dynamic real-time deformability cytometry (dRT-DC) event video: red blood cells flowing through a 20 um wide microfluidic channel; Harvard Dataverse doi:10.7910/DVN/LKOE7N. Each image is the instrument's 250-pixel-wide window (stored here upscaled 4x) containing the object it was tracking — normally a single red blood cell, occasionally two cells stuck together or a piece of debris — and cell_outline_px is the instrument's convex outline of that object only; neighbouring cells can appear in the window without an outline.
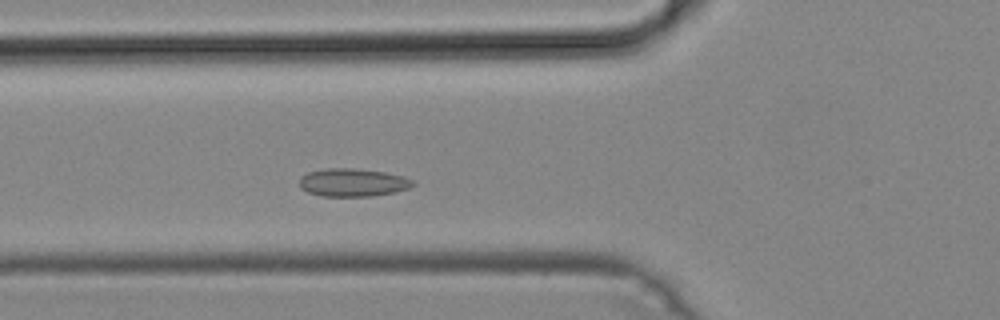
{"species": "common noctule bat (a hibernating species)", "species_latin": "Nyctalus noctula", "temperature_condition": "cold", "stored_images_in_passage": 45, "camera_frame_rate_fps": 3000, "um_per_image_px": 0.085, "animal": {"sex": "male", "body_mass_g": 19.2, "forearm_length_mm": 51.8}, "frame": {"image": 1, "passage_image": 12, "time_ms": 3.667, "image_size_px": [1000, 320], "cell_outline_px": [[416, 184], [408, 188], [396, 192], [372, 196], [320, 196], [308, 192], [300, 188], [300, 176], [308, 172], [328, 168], [352, 168], [384, 172], [404, 176], [416, 180]], "centroid_in_image_um": [30.01, 15.51], "position_along_channel_um": 95.8, "area_um2": 18.67}}
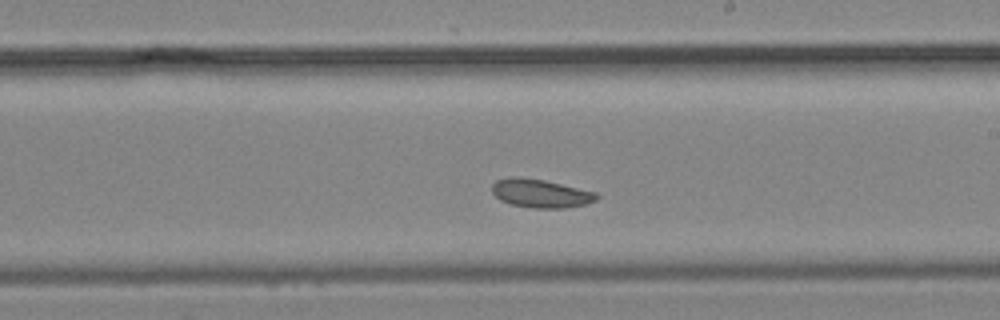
{"frame": {"image": 2, "passage_image": 23, "time_ms": 7.333, "image_size_px": [1000, 320], "cell_outline_px": [[600, 196], [596, 200], [584, 204], [564, 208], [532, 208], [512, 204], [500, 200], [492, 192], [492, 184], [496, 180], [508, 176], [520, 176], [544, 180], [596, 192]], "centroid_in_image_um": [45.92, 16.42], "position_along_channel_um": 243.1, "area_um2": 17.4}}
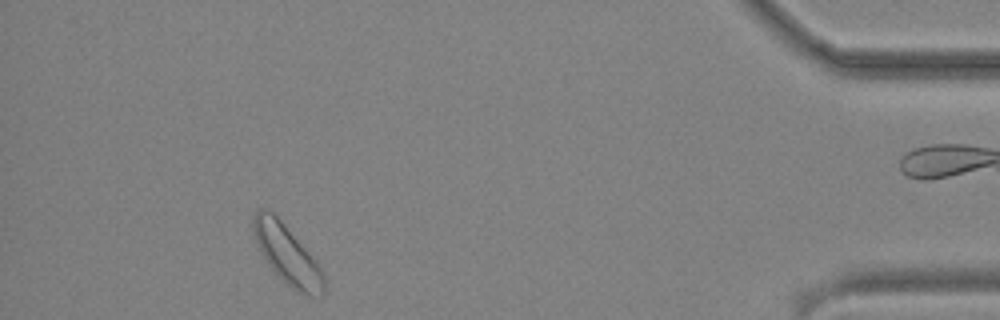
{"frame": {"image": 3, "passage_image": 40, "time_ms": 13.0, "image_size_px": [1000, 320], "cell_outline_px": [[328, 280], [324, 292], [320, 296], [308, 296], [296, 292], [272, 268], [260, 252], [252, 228], [252, 220], [256, 212], [260, 208], [268, 208], [284, 224], [308, 252], [324, 272]], "centroid_in_image_um": [24.44, 21.66], "position_along_channel_um": 410.8, "area_um2": 24.04}}